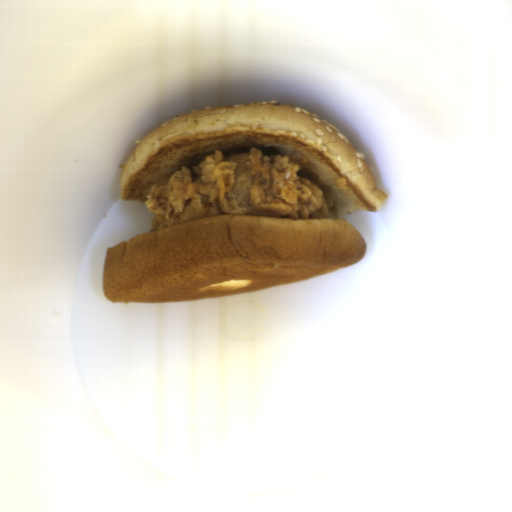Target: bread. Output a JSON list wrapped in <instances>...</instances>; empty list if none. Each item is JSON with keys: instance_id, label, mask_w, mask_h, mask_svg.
Here are the masks:
<instances>
[{"instance_id": "8d2b1439", "label": "bread", "mask_w": 512, "mask_h": 512, "mask_svg": "<svg viewBox=\"0 0 512 512\" xmlns=\"http://www.w3.org/2000/svg\"><path fill=\"white\" fill-rule=\"evenodd\" d=\"M365 252L343 218L201 216L108 246L102 287L116 304L189 302L315 278Z\"/></svg>"}, {"instance_id": "cb027b5d", "label": "bread", "mask_w": 512, "mask_h": 512, "mask_svg": "<svg viewBox=\"0 0 512 512\" xmlns=\"http://www.w3.org/2000/svg\"><path fill=\"white\" fill-rule=\"evenodd\" d=\"M252 149L266 156H306L309 162L297 176L325 196L329 216L376 213L389 197L337 127L308 109L276 101L200 109L156 126L125 161L121 200L145 203L156 182L182 166H198L214 150L225 156Z\"/></svg>"}]
</instances>
